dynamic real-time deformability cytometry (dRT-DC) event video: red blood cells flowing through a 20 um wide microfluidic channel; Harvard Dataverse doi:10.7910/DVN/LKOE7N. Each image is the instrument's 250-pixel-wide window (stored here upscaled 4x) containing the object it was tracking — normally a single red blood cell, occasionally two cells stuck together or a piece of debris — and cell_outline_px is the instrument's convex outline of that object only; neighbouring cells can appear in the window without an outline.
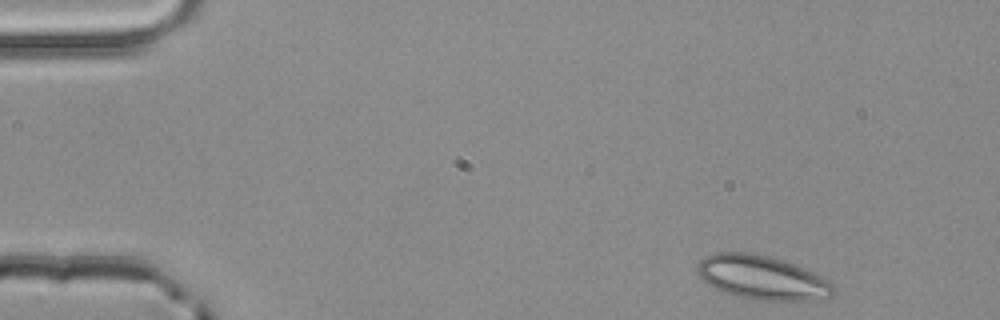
{"species": "common noctule bat (a hibernating species)", "species_latin": "Nyctalus noctula", "temperature_condition": "room temperature", "stored_images_in_passage": 3, "camera_frame_rate_fps": 3000, "um_per_image_px": 0.085, "animal": {"sex": "male", "body_mass_g": 20.4}, "frame": {"image": 1, "passage_image": 1, "time_ms": 0.0, "image_size_px": [1000, 320], "cell_outline_px": [[836, 292], [832, 296], [812, 300], [756, 300], [736, 296], [712, 288], [696, 272], [696, 264], [704, 256], [716, 252], [748, 252], [768, 256], [784, 260], [804, 268], [828, 280], [836, 288]], "centroid_in_image_um": [64.75, 23.59], "position_along_channel_um": 20.2, "area_um2": 35.08}}